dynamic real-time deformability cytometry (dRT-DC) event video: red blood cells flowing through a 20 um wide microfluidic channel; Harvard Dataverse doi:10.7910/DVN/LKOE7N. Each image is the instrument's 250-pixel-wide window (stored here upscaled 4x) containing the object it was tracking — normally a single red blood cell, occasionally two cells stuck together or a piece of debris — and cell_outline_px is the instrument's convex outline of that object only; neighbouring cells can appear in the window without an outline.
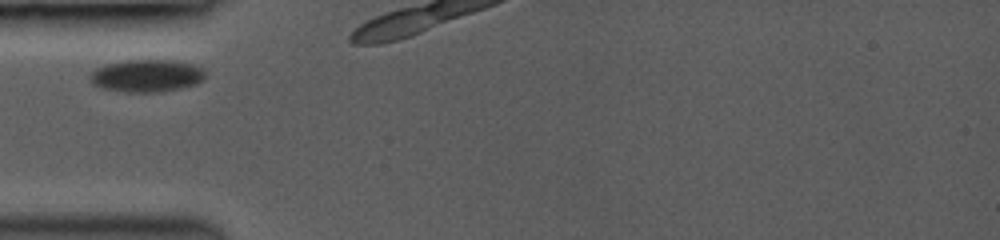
{"species": "common noctule bat (a hibernating species)", "species_latin": "Nyctalus noctula", "temperature_condition": "room temperature", "stored_images_in_passage": 4, "camera_frame_rate_fps": 3000, "um_per_image_px": 0.085, "animal": {"sex": "female", "body_mass_g": 19.0, "forearm_length_mm": 53.3}, "frame": {"image": 1, "passage_image": 1, "time_ms": 0.0, "image_size_px": [1000, 240], "cell_outline_px": [[204, 80], [196, 84], [180, 88], [160, 92], [124, 92], [100, 88], [92, 84], [92, 72], [96, 68], [108, 64], [128, 60], [172, 60], [192, 64], [204, 68]], "centroid_in_image_um": [12.5, 6.44], "position_along_channel_um": 72.5, "area_um2": 21.73}}